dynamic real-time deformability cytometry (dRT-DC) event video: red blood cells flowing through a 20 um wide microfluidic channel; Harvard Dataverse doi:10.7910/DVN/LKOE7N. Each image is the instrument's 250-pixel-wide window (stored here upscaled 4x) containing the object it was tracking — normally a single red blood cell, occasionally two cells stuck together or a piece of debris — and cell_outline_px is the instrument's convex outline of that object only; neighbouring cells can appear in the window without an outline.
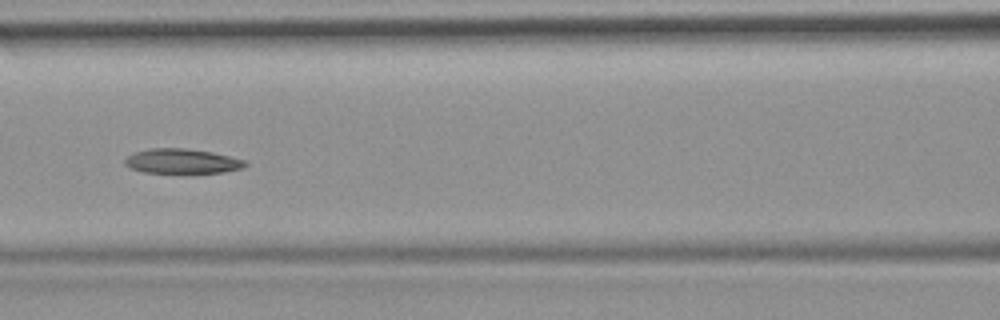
{"species": "common noctule bat (a hibernating species)", "species_latin": "Nyctalus noctula", "temperature_condition": "room temperature", "stored_images_in_passage": 43, "camera_frame_rate_fps": 3000, "um_per_image_px": 0.085, "animal": {"sex": "female", "body_mass_g": 19.9}, "frame": {"image": 1, "passage_image": 13, "time_ms": 4.0, "image_size_px": [1000, 320], "cell_outline_px": [[248, 164], [244, 168], [224, 172], [144, 172], [132, 168], [124, 164], [124, 160], [128, 156], [136, 152], [148, 148], [184, 148], [212, 152], [244, 160]], "centroid_in_image_um": [15.48, 13.69], "position_along_channel_um": 151.1, "area_um2": 17.05}, "authors_computed_cell_mechanics": {"area_um2": 18.2648, "velocity_mm_per_s": 3.8409, "shape_relaxation_time_tau1_ms": null, "shape_relaxation_time_tau2_ms": 8.1284, "deformation_change_tau1": null, "deformation_change_tau2": 0.1534}}